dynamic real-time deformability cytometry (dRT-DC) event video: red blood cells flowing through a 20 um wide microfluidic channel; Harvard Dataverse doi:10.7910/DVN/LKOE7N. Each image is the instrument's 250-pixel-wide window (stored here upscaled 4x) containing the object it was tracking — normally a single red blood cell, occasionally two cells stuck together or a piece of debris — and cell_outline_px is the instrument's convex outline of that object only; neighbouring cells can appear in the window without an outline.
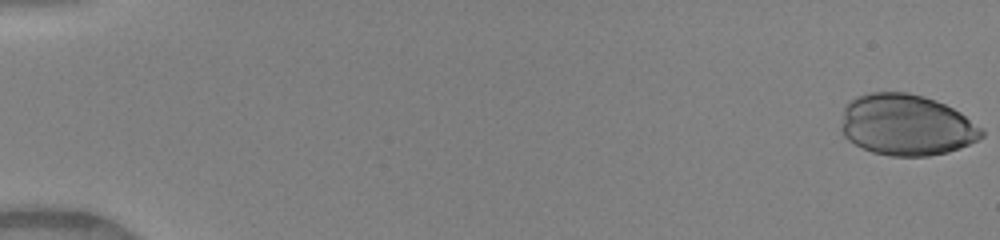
{"species": "human", "species_latin": "Homo sapiens", "temperature_condition": "warm", "stored_images_in_passage": 49, "camera_frame_rate_fps": 3000, "um_per_image_px": 0.085, "donor": {"sex": "female"}, "frame": {"image": 1, "passage_image": 1, "time_ms": 0.0, "image_size_px": [1000, 240], "cell_outline_px": [[984, 136], [960, 148], [948, 152], [928, 156], [892, 156], [872, 152], [848, 140], [844, 136], [840, 128], [844, 108], [856, 96], [872, 92], [908, 92], [924, 96], [936, 100], [960, 112], [984, 128]], "centroid_in_image_um": [77.06, 10.62], "position_along_channel_um": 7.9, "area_um2": 50.23}}
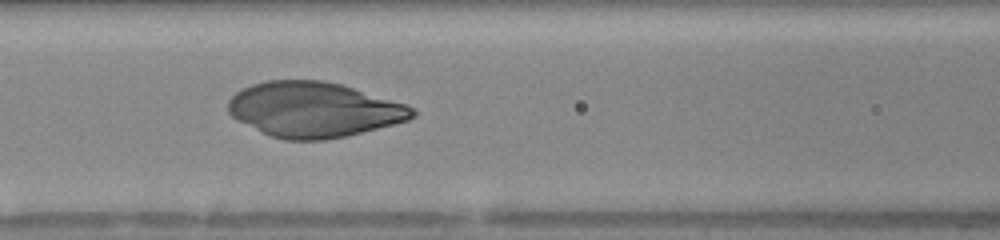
{"frame": {"image": 2, "passage_image": 23, "time_ms": 7.333, "image_size_px": [1000, 240], "cell_outline_px": [[416, 116], [408, 120], [348, 136], [324, 140], [284, 140], [260, 132], [236, 120], [228, 112], [228, 100], [236, 92], [252, 84], [264, 80], [324, 80], [340, 84], [408, 104], [416, 112]], "centroid_in_image_um": [26.66, 9.32], "position_along_channel_um": 139.9, "area_um2": 59.42}}
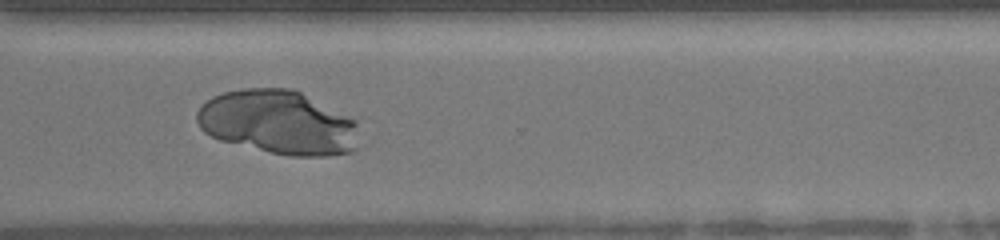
{"frame": {"image": 3, "passage_image": 38, "time_ms": 12.333, "image_size_px": [1000, 240], "cell_outline_px": [[360, 116], [356, 148], [352, 152], [328, 156], [288, 156], [220, 140], [204, 132], [200, 128], [196, 120], [196, 112], [212, 96], [224, 92], [244, 88], [292, 88]], "centroid_in_image_um": [23.78, 10.39], "position_along_channel_um": 346.8, "area_um2": 61.9}}